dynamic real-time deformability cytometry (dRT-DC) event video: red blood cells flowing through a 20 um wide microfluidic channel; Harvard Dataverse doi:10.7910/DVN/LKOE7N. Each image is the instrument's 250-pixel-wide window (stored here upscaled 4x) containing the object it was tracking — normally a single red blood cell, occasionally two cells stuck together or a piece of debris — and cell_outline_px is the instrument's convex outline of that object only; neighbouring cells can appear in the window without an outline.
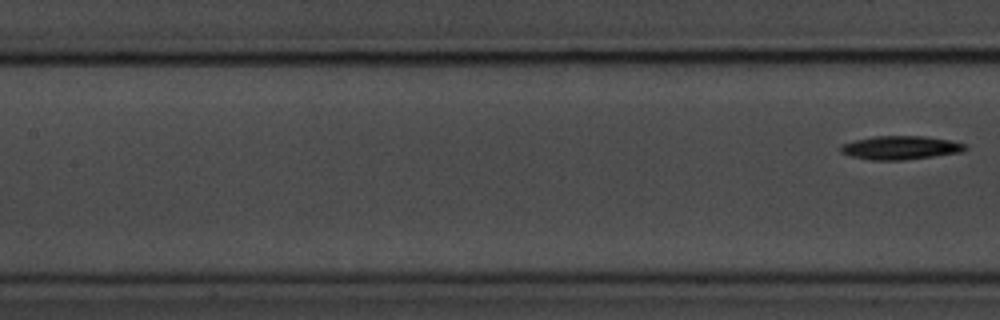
{"species": "common noctule bat (a hibernating species)", "species_latin": "Nyctalus noctula", "temperature_condition": "room temperature", "stored_images_in_passage": 10, "segment_of_instrument_passage": [2, 2], "camera_frame_rate_fps": 3000, "um_per_image_px": 0.085, "animal": {"sex": "male", "body_mass_g": 20.1, "forearm_length_mm": 53.5}, "frame": {"image": 1, "passage_image": 10, "time_ms": 12.0, "image_size_px": [1000, 320], "cell_outline_px": [[968, 148], [964, 152], [904, 160], [872, 160], [852, 156], [840, 152], [840, 144], [856, 140], [876, 136], [924, 136], [952, 140], [964, 144]], "centroid_in_image_um": [76.57, 12.55], "position_along_channel_um": 130.8, "area_um2": 17.17}}